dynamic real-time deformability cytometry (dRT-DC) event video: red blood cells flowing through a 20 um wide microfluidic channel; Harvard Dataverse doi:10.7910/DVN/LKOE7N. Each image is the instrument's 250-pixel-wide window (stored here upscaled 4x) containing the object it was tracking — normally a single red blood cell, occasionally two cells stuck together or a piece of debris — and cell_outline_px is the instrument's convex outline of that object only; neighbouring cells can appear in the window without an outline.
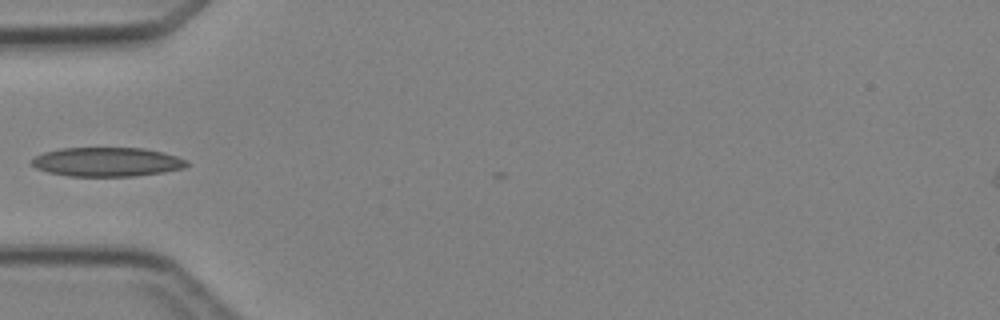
{"species": "Egyptian fruit bat (a non-hibernating species)", "species_latin": "Rousettus aegyptiacus", "temperature_condition": "cold", "stored_images_in_passage": 1, "camera_frame_rate_fps": 3000, "um_per_image_px": 0.085, "animal": {"sex": "female"}, "frame": {"image": 1, "passage_image": 1, "time_ms": 0.0, "image_size_px": [1000, 320], "cell_outline_px": [[188, 164], [184, 168], [164, 172], [136, 176], [68, 176], [48, 172], [36, 168], [28, 160], [44, 152], [60, 148], [144, 148], [164, 152], [176, 156], [184, 160]], "centroid_in_image_um": [9.07, 13.76], "position_along_channel_um": 75.9, "area_um2": 26.36}}